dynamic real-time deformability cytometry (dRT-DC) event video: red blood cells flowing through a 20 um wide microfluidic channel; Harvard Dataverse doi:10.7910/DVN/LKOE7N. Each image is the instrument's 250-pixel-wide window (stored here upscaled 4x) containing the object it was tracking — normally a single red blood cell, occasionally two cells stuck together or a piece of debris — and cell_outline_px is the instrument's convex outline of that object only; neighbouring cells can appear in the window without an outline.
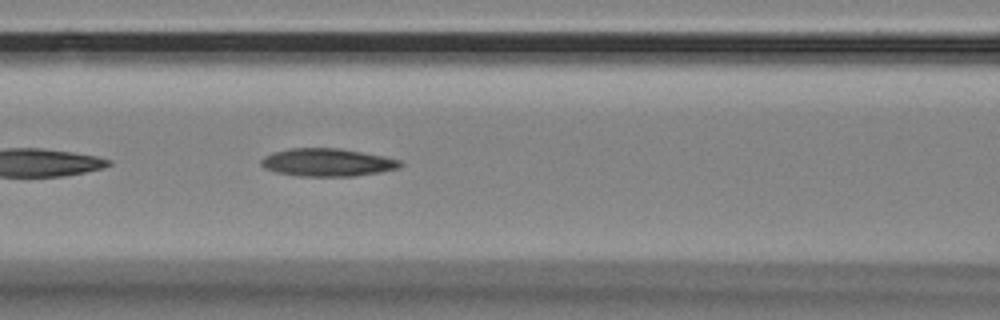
{"species": "Egyptian fruit bat (a non-hibernating species)", "species_latin": "Rousettus aegyptiacus", "temperature_condition": "room temperature", "stored_images_in_passage": 26, "camera_frame_rate_fps": 3000, "um_per_image_px": 0.085, "animal": {"sex": "female"}, "frame": {"image": 1, "passage_image": 8, "time_ms": 2.333, "image_size_px": [1000, 320], "cell_outline_px": [[404, 164], [400, 168], [380, 172], [352, 176], [296, 176], [276, 172], [264, 168], [260, 164], [260, 160], [264, 156], [272, 152], [292, 148], [340, 148], [384, 156], [400, 160]], "centroid_in_image_um": [27.82, 13.8], "position_along_channel_um": 138.8, "area_um2": 22.72}}
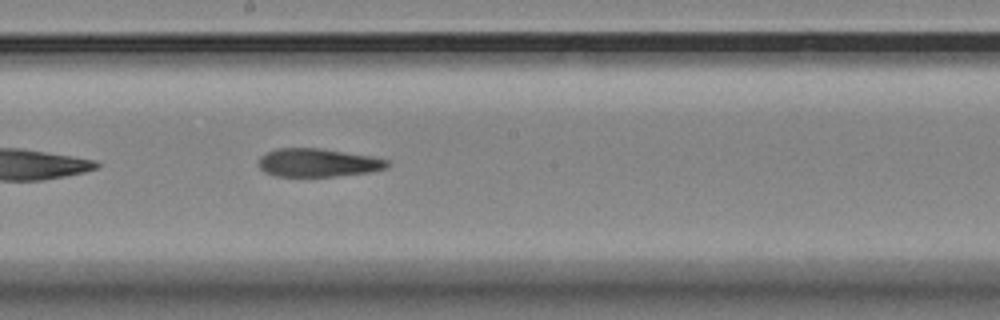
{"frame": {"image": 2, "passage_image": 15, "time_ms": 4.667, "image_size_px": [1000, 320], "cell_outline_px": [[388, 168], [368, 172], [332, 176], [276, 176], [264, 172], [260, 168], [260, 156], [276, 148], [324, 148], [372, 156], [388, 160]], "centroid_in_image_um": [27.03, 13.81], "position_along_channel_um": 221.2, "area_um2": 21.15}}
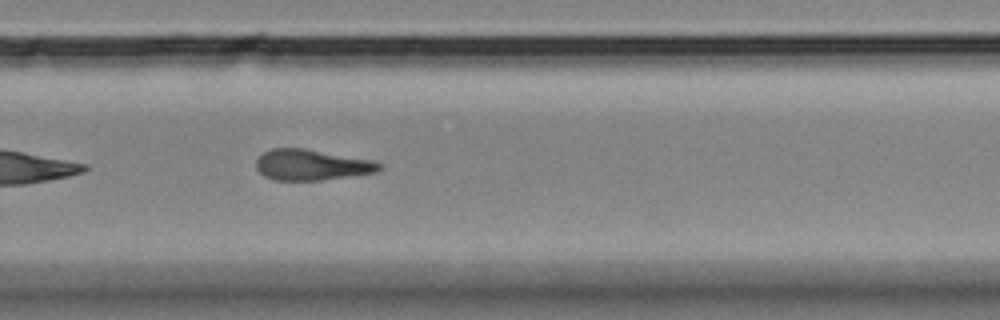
{"frame": {"image": 3, "passage_image": 22, "time_ms": 7.0, "image_size_px": [1000, 320], "cell_outline_px": [[380, 168], [376, 172], [320, 180], [276, 180], [264, 176], [256, 168], [256, 160], [264, 152], [272, 148], [304, 148], [372, 160], [380, 164]], "centroid_in_image_um": [26.44, 14.01], "position_along_channel_um": 303.4, "area_um2": 21.79}}